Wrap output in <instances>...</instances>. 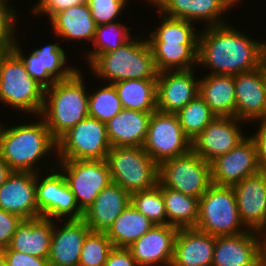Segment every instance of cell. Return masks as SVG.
Returning a JSON list of instances; mask_svg holds the SVG:
<instances>
[{
	"label": "cell",
	"mask_w": 266,
	"mask_h": 266,
	"mask_svg": "<svg viewBox=\"0 0 266 266\" xmlns=\"http://www.w3.org/2000/svg\"><path fill=\"white\" fill-rule=\"evenodd\" d=\"M113 85L124 109L157 110V79H127Z\"/></svg>",
	"instance_id": "obj_32"
},
{
	"label": "cell",
	"mask_w": 266,
	"mask_h": 266,
	"mask_svg": "<svg viewBox=\"0 0 266 266\" xmlns=\"http://www.w3.org/2000/svg\"><path fill=\"white\" fill-rule=\"evenodd\" d=\"M158 182L199 199L212 185L211 164L191 150L185 155L161 162Z\"/></svg>",
	"instance_id": "obj_10"
},
{
	"label": "cell",
	"mask_w": 266,
	"mask_h": 266,
	"mask_svg": "<svg viewBox=\"0 0 266 266\" xmlns=\"http://www.w3.org/2000/svg\"><path fill=\"white\" fill-rule=\"evenodd\" d=\"M131 204L155 225L167 224L166 207L158 185L131 193Z\"/></svg>",
	"instance_id": "obj_37"
},
{
	"label": "cell",
	"mask_w": 266,
	"mask_h": 266,
	"mask_svg": "<svg viewBox=\"0 0 266 266\" xmlns=\"http://www.w3.org/2000/svg\"><path fill=\"white\" fill-rule=\"evenodd\" d=\"M196 229L213 236L245 233L233 187L212 184L199 198ZM243 228V229H242Z\"/></svg>",
	"instance_id": "obj_8"
},
{
	"label": "cell",
	"mask_w": 266,
	"mask_h": 266,
	"mask_svg": "<svg viewBox=\"0 0 266 266\" xmlns=\"http://www.w3.org/2000/svg\"><path fill=\"white\" fill-rule=\"evenodd\" d=\"M210 164L212 184L234 186L244 178L260 172L255 140L247 136L235 148L217 157Z\"/></svg>",
	"instance_id": "obj_15"
},
{
	"label": "cell",
	"mask_w": 266,
	"mask_h": 266,
	"mask_svg": "<svg viewBox=\"0 0 266 266\" xmlns=\"http://www.w3.org/2000/svg\"><path fill=\"white\" fill-rule=\"evenodd\" d=\"M158 8L165 16L188 20L201 21L205 26L226 24L222 14H225L234 5L229 0H147Z\"/></svg>",
	"instance_id": "obj_19"
},
{
	"label": "cell",
	"mask_w": 266,
	"mask_h": 266,
	"mask_svg": "<svg viewBox=\"0 0 266 266\" xmlns=\"http://www.w3.org/2000/svg\"><path fill=\"white\" fill-rule=\"evenodd\" d=\"M104 85L89 93L88 114L90 117L106 123L116 116L123 107L114 85L109 83Z\"/></svg>",
	"instance_id": "obj_36"
},
{
	"label": "cell",
	"mask_w": 266,
	"mask_h": 266,
	"mask_svg": "<svg viewBox=\"0 0 266 266\" xmlns=\"http://www.w3.org/2000/svg\"><path fill=\"white\" fill-rule=\"evenodd\" d=\"M151 114L123 108L106 122L111 147H143Z\"/></svg>",
	"instance_id": "obj_27"
},
{
	"label": "cell",
	"mask_w": 266,
	"mask_h": 266,
	"mask_svg": "<svg viewBox=\"0 0 266 266\" xmlns=\"http://www.w3.org/2000/svg\"><path fill=\"white\" fill-rule=\"evenodd\" d=\"M11 49H12V43L0 44V66L3 59Z\"/></svg>",
	"instance_id": "obj_48"
},
{
	"label": "cell",
	"mask_w": 266,
	"mask_h": 266,
	"mask_svg": "<svg viewBox=\"0 0 266 266\" xmlns=\"http://www.w3.org/2000/svg\"><path fill=\"white\" fill-rule=\"evenodd\" d=\"M197 65L209 74L235 75L253 71L266 62V41H256L228 23L201 29Z\"/></svg>",
	"instance_id": "obj_1"
},
{
	"label": "cell",
	"mask_w": 266,
	"mask_h": 266,
	"mask_svg": "<svg viewBox=\"0 0 266 266\" xmlns=\"http://www.w3.org/2000/svg\"><path fill=\"white\" fill-rule=\"evenodd\" d=\"M82 76L81 71L77 70L71 77L56 81L45 89L40 116L56 141L89 116V92Z\"/></svg>",
	"instance_id": "obj_4"
},
{
	"label": "cell",
	"mask_w": 266,
	"mask_h": 266,
	"mask_svg": "<svg viewBox=\"0 0 266 266\" xmlns=\"http://www.w3.org/2000/svg\"><path fill=\"white\" fill-rule=\"evenodd\" d=\"M54 35L63 40L93 42L97 25L87 3L71 6L50 19Z\"/></svg>",
	"instance_id": "obj_30"
},
{
	"label": "cell",
	"mask_w": 266,
	"mask_h": 266,
	"mask_svg": "<svg viewBox=\"0 0 266 266\" xmlns=\"http://www.w3.org/2000/svg\"><path fill=\"white\" fill-rule=\"evenodd\" d=\"M112 248L105 232L90 231L84 240L78 266H104Z\"/></svg>",
	"instance_id": "obj_38"
},
{
	"label": "cell",
	"mask_w": 266,
	"mask_h": 266,
	"mask_svg": "<svg viewBox=\"0 0 266 266\" xmlns=\"http://www.w3.org/2000/svg\"><path fill=\"white\" fill-rule=\"evenodd\" d=\"M22 220L18 215L0 209V250L9 246Z\"/></svg>",
	"instance_id": "obj_43"
},
{
	"label": "cell",
	"mask_w": 266,
	"mask_h": 266,
	"mask_svg": "<svg viewBox=\"0 0 266 266\" xmlns=\"http://www.w3.org/2000/svg\"><path fill=\"white\" fill-rule=\"evenodd\" d=\"M130 203L131 194L111 182L84 211L82 219L91 231L106 232Z\"/></svg>",
	"instance_id": "obj_26"
},
{
	"label": "cell",
	"mask_w": 266,
	"mask_h": 266,
	"mask_svg": "<svg viewBox=\"0 0 266 266\" xmlns=\"http://www.w3.org/2000/svg\"><path fill=\"white\" fill-rule=\"evenodd\" d=\"M0 266H8L6 261L3 259L1 255H0Z\"/></svg>",
	"instance_id": "obj_50"
},
{
	"label": "cell",
	"mask_w": 266,
	"mask_h": 266,
	"mask_svg": "<svg viewBox=\"0 0 266 266\" xmlns=\"http://www.w3.org/2000/svg\"><path fill=\"white\" fill-rule=\"evenodd\" d=\"M17 20V15L8 6L0 2V44L12 43L18 38L15 37Z\"/></svg>",
	"instance_id": "obj_41"
},
{
	"label": "cell",
	"mask_w": 266,
	"mask_h": 266,
	"mask_svg": "<svg viewBox=\"0 0 266 266\" xmlns=\"http://www.w3.org/2000/svg\"><path fill=\"white\" fill-rule=\"evenodd\" d=\"M258 125L259 130L251 137L257 145L260 172L266 174V122H260Z\"/></svg>",
	"instance_id": "obj_45"
},
{
	"label": "cell",
	"mask_w": 266,
	"mask_h": 266,
	"mask_svg": "<svg viewBox=\"0 0 266 266\" xmlns=\"http://www.w3.org/2000/svg\"><path fill=\"white\" fill-rule=\"evenodd\" d=\"M244 121L236 117H215L203 131L191 141V150L211 163L217 157L235 148L247 136L239 127Z\"/></svg>",
	"instance_id": "obj_16"
},
{
	"label": "cell",
	"mask_w": 266,
	"mask_h": 266,
	"mask_svg": "<svg viewBox=\"0 0 266 266\" xmlns=\"http://www.w3.org/2000/svg\"><path fill=\"white\" fill-rule=\"evenodd\" d=\"M0 255L8 266H49L47 258L24 254L12 250L9 246L1 249Z\"/></svg>",
	"instance_id": "obj_40"
},
{
	"label": "cell",
	"mask_w": 266,
	"mask_h": 266,
	"mask_svg": "<svg viewBox=\"0 0 266 266\" xmlns=\"http://www.w3.org/2000/svg\"><path fill=\"white\" fill-rule=\"evenodd\" d=\"M87 3V0H38L32 12L35 15L45 14L50 19L54 14L71 6Z\"/></svg>",
	"instance_id": "obj_42"
},
{
	"label": "cell",
	"mask_w": 266,
	"mask_h": 266,
	"mask_svg": "<svg viewBox=\"0 0 266 266\" xmlns=\"http://www.w3.org/2000/svg\"><path fill=\"white\" fill-rule=\"evenodd\" d=\"M130 28L121 21L98 25L92 42L94 50L85 54L88 65L99 55L116 50L132 38Z\"/></svg>",
	"instance_id": "obj_34"
},
{
	"label": "cell",
	"mask_w": 266,
	"mask_h": 266,
	"mask_svg": "<svg viewBox=\"0 0 266 266\" xmlns=\"http://www.w3.org/2000/svg\"><path fill=\"white\" fill-rule=\"evenodd\" d=\"M128 0H87L92 18L96 25L116 22L123 13Z\"/></svg>",
	"instance_id": "obj_39"
},
{
	"label": "cell",
	"mask_w": 266,
	"mask_h": 266,
	"mask_svg": "<svg viewBox=\"0 0 266 266\" xmlns=\"http://www.w3.org/2000/svg\"><path fill=\"white\" fill-rule=\"evenodd\" d=\"M45 88L34 80L20 56L11 49L0 66V102L33 116H40Z\"/></svg>",
	"instance_id": "obj_6"
},
{
	"label": "cell",
	"mask_w": 266,
	"mask_h": 266,
	"mask_svg": "<svg viewBox=\"0 0 266 266\" xmlns=\"http://www.w3.org/2000/svg\"><path fill=\"white\" fill-rule=\"evenodd\" d=\"M137 38H131L114 51L99 54L89 64L95 78L109 84L127 79H157L159 72L150 46L146 39Z\"/></svg>",
	"instance_id": "obj_5"
},
{
	"label": "cell",
	"mask_w": 266,
	"mask_h": 266,
	"mask_svg": "<svg viewBox=\"0 0 266 266\" xmlns=\"http://www.w3.org/2000/svg\"><path fill=\"white\" fill-rule=\"evenodd\" d=\"M232 187L241 222L248 230L260 232L266 226V174L258 172Z\"/></svg>",
	"instance_id": "obj_21"
},
{
	"label": "cell",
	"mask_w": 266,
	"mask_h": 266,
	"mask_svg": "<svg viewBox=\"0 0 266 266\" xmlns=\"http://www.w3.org/2000/svg\"><path fill=\"white\" fill-rule=\"evenodd\" d=\"M58 222L53 220V233L47 258L49 266H78L84 240L91 229L83 219L65 220L64 224L56 227Z\"/></svg>",
	"instance_id": "obj_24"
},
{
	"label": "cell",
	"mask_w": 266,
	"mask_h": 266,
	"mask_svg": "<svg viewBox=\"0 0 266 266\" xmlns=\"http://www.w3.org/2000/svg\"><path fill=\"white\" fill-rule=\"evenodd\" d=\"M55 167L56 165L52 166L50 174L47 172L43 178L40 176L43 173H36V202L40 217L59 219L60 223L64 220L82 219L84 212L79 208L64 175Z\"/></svg>",
	"instance_id": "obj_11"
},
{
	"label": "cell",
	"mask_w": 266,
	"mask_h": 266,
	"mask_svg": "<svg viewBox=\"0 0 266 266\" xmlns=\"http://www.w3.org/2000/svg\"><path fill=\"white\" fill-rule=\"evenodd\" d=\"M178 228L171 225H154L132 243L128 249L138 266H170L174 254Z\"/></svg>",
	"instance_id": "obj_23"
},
{
	"label": "cell",
	"mask_w": 266,
	"mask_h": 266,
	"mask_svg": "<svg viewBox=\"0 0 266 266\" xmlns=\"http://www.w3.org/2000/svg\"><path fill=\"white\" fill-rule=\"evenodd\" d=\"M194 73V69L158 73V111L176 114L199 95V79Z\"/></svg>",
	"instance_id": "obj_18"
},
{
	"label": "cell",
	"mask_w": 266,
	"mask_h": 266,
	"mask_svg": "<svg viewBox=\"0 0 266 266\" xmlns=\"http://www.w3.org/2000/svg\"><path fill=\"white\" fill-rule=\"evenodd\" d=\"M1 3L5 4L6 6H8L16 15L18 14L17 12H15L16 10L13 8V6H9V4L7 3V0H0Z\"/></svg>",
	"instance_id": "obj_49"
},
{
	"label": "cell",
	"mask_w": 266,
	"mask_h": 266,
	"mask_svg": "<svg viewBox=\"0 0 266 266\" xmlns=\"http://www.w3.org/2000/svg\"><path fill=\"white\" fill-rule=\"evenodd\" d=\"M261 261V237L258 231L215 236L212 266H260Z\"/></svg>",
	"instance_id": "obj_20"
},
{
	"label": "cell",
	"mask_w": 266,
	"mask_h": 266,
	"mask_svg": "<svg viewBox=\"0 0 266 266\" xmlns=\"http://www.w3.org/2000/svg\"><path fill=\"white\" fill-rule=\"evenodd\" d=\"M261 237V259L266 261V226L259 232Z\"/></svg>",
	"instance_id": "obj_47"
},
{
	"label": "cell",
	"mask_w": 266,
	"mask_h": 266,
	"mask_svg": "<svg viewBox=\"0 0 266 266\" xmlns=\"http://www.w3.org/2000/svg\"><path fill=\"white\" fill-rule=\"evenodd\" d=\"M110 149L106 123L88 116L57 140L54 156L58 160H106Z\"/></svg>",
	"instance_id": "obj_9"
},
{
	"label": "cell",
	"mask_w": 266,
	"mask_h": 266,
	"mask_svg": "<svg viewBox=\"0 0 266 266\" xmlns=\"http://www.w3.org/2000/svg\"><path fill=\"white\" fill-rule=\"evenodd\" d=\"M12 172L10 166L0 157V186L6 182Z\"/></svg>",
	"instance_id": "obj_46"
},
{
	"label": "cell",
	"mask_w": 266,
	"mask_h": 266,
	"mask_svg": "<svg viewBox=\"0 0 266 266\" xmlns=\"http://www.w3.org/2000/svg\"><path fill=\"white\" fill-rule=\"evenodd\" d=\"M0 209L23 220L40 217L36 202V173L12 172L0 186Z\"/></svg>",
	"instance_id": "obj_22"
},
{
	"label": "cell",
	"mask_w": 266,
	"mask_h": 266,
	"mask_svg": "<svg viewBox=\"0 0 266 266\" xmlns=\"http://www.w3.org/2000/svg\"><path fill=\"white\" fill-rule=\"evenodd\" d=\"M260 266H266V261H261Z\"/></svg>",
	"instance_id": "obj_52"
},
{
	"label": "cell",
	"mask_w": 266,
	"mask_h": 266,
	"mask_svg": "<svg viewBox=\"0 0 266 266\" xmlns=\"http://www.w3.org/2000/svg\"><path fill=\"white\" fill-rule=\"evenodd\" d=\"M235 117L241 121L266 122V62L259 68L234 75Z\"/></svg>",
	"instance_id": "obj_17"
},
{
	"label": "cell",
	"mask_w": 266,
	"mask_h": 266,
	"mask_svg": "<svg viewBox=\"0 0 266 266\" xmlns=\"http://www.w3.org/2000/svg\"><path fill=\"white\" fill-rule=\"evenodd\" d=\"M185 135L192 141L216 117L198 95L176 113Z\"/></svg>",
	"instance_id": "obj_35"
},
{
	"label": "cell",
	"mask_w": 266,
	"mask_h": 266,
	"mask_svg": "<svg viewBox=\"0 0 266 266\" xmlns=\"http://www.w3.org/2000/svg\"><path fill=\"white\" fill-rule=\"evenodd\" d=\"M56 168L62 172L73 192L79 208L84 212L97 195L111 183L106 160H58Z\"/></svg>",
	"instance_id": "obj_13"
},
{
	"label": "cell",
	"mask_w": 266,
	"mask_h": 266,
	"mask_svg": "<svg viewBox=\"0 0 266 266\" xmlns=\"http://www.w3.org/2000/svg\"><path fill=\"white\" fill-rule=\"evenodd\" d=\"M17 39L12 42V49L20 56L29 75L45 89L56 81L71 77L78 69L66 66L65 49L59 43H49L44 47L35 48L29 56L23 54ZM20 45V46H19Z\"/></svg>",
	"instance_id": "obj_14"
},
{
	"label": "cell",
	"mask_w": 266,
	"mask_h": 266,
	"mask_svg": "<svg viewBox=\"0 0 266 266\" xmlns=\"http://www.w3.org/2000/svg\"><path fill=\"white\" fill-rule=\"evenodd\" d=\"M233 5H237V2L240 3L241 0H229Z\"/></svg>",
	"instance_id": "obj_51"
},
{
	"label": "cell",
	"mask_w": 266,
	"mask_h": 266,
	"mask_svg": "<svg viewBox=\"0 0 266 266\" xmlns=\"http://www.w3.org/2000/svg\"><path fill=\"white\" fill-rule=\"evenodd\" d=\"M38 118V121L9 128L0 123V157L13 172L42 173L41 166L36 164L46 155L53 157L57 151V141L43 118Z\"/></svg>",
	"instance_id": "obj_2"
},
{
	"label": "cell",
	"mask_w": 266,
	"mask_h": 266,
	"mask_svg": "<svg viewBox=\"0 0 266 266\" xmlns=\"http://www.w3.org/2000/svg\"><path fill=\"white\" fill-rule=\"evenodd\" d=\"M162 191L167 213V224L178 229L195 228L198 220L199 199L157 184Z\"/></svg>",
	"instance_id": "obj_33"
},
{
	"label": "cell",
	"mask_w": 266,
	"mask_h": 266,
	"mask_svg": "<svg viewBox=\"0 0 266 266\" xmlns=\"http://www.w3.org/2000/svg\"><path fill=\"white\" fill-rule=\"evenodd\" d=\"M215 236L196 228H181L170 266H212Z\"/></svg>",
	"instance_id": "obj_25"
},
{
	"label": "cell",
	"mask_w": 266,
	"mask_h": 266,
	"mask_svg": "<svg viewBox=\"0 0 266 266\" xmlns=\"http://www.w3.org/2000/svg\"><path fill=\"white\" fill-rule=\"evenodd\" d=\"M52 233L53 220L49 218L22 220L12 236L9 247L24 254L48 258Z\"/></svg>",
	"instance_id": "obj_28"
},
{
	"label": "cell",
	"mask_w": 266,
	"mask_h": 266,
	"mask_svg": "<svg viewBox=\"0 0 266 266\" xmlns=\"http://www.w3.org/2000/svg\"><path fill=\"white\" fill-rule=\"evenodd\" d=\"M199 96L216 117H235L234 75L207 74L199 79Z\"/></svg>",
	"instance_id": "obj_29"
},
{
	"label": "cell",
	"mask_w": 266,
	"mask_h": 266,
	"mask_svg": "<svg viewBox=\"0 0 266 266\" xmlns=\"http://www.w3.org/2000/svg\"><path fill=\"white\" fill-rule=\"evenodd\" d=\"M158 13L161 24L146 39L158 72L197 67L199 34L193 22Z\"/></svg>",
	"instance_id": "obj_3"
},
{
	"label": "cell",
	"mask_w": 266,
	"mask_h": 266,
	"mask_svg": "<svg viewBox=\"0 0 266 266\" xmlns=\"http://www.w3.org/2000/svg\"><path fill=\"white\" fill-rule=\"evenodd\" d=\"M143 148L159 165L189 153L191 140L183 132L176 114L156 110L151 114Z\"/></svg>",
	"instance_id": "obj_12"
},
{
	"label": "cell",
	"mask_w": 266,
	"mask_h": 266,
	"mask_svg": "<svg viewBox=\"0 0 266 266\" xmlns=\"http://www.w3.org/2000/svg\"><path fill=\"white\" fill-rule=\"evenodd\" d=\"M106 162L111 182L130 194L158 184L159 165L143 147H111Z\"/></svg>",
	"instance_id": "obj_7"
},
{
	"label": "cell",
	"mask_w": 266,
	"mask_h": 266,
	"mask_svg": "<svg viewBox=\"0 0 266 266\" xmlns=\"http://www.w3.org/2000/svg\"><path fill=\"white\" fill-rule=\"evenodd\" d=\"M154 225L130 203L105 233L113 247L128 248Z\"/></svg>",
	"instance_id": "obj_31"
},
{
	"label": "cell",
	"mask_w": 266,
	"mask_h": 266,
	"mask_svg": "<svg viewBox=\"0 0 266 266\" xmlns=\"http://www.w3.org/2000/svg\"><path fill=\"white\" fill-rule=\"evenodd\" d=\"M104 266H138L130 250L124 247H113Z\"/></svg>",
	"instance_id": "obj_44"
}]
</instances>
